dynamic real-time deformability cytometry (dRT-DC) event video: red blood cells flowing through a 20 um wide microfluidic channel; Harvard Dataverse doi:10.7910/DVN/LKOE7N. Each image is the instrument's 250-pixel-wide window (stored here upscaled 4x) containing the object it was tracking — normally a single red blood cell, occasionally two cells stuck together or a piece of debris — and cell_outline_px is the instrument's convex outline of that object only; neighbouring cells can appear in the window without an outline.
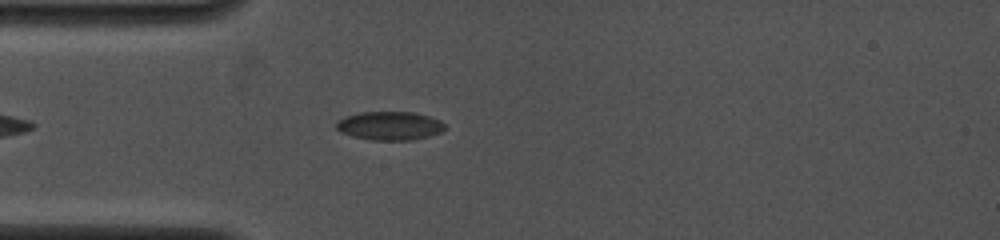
{"species": "common noctule bat (a hibernating species)", "species_latin": "Nyctalus noctula", "temperature_condition": "cold", "stored_images_in_passage": 6, "camera_frame_rate_fps": 4000, "um_per_image_px": 0.085, "animal": {"sex": "female", "body_mass_g": 19.0, "forearm_length_mm": 53.3}, "frame": {"image": 1, "passage_image": 3, "time_ms": 1.75, "image_size_px": [1000, 240], "cell_outline_px": [[444, 128], [440, 132], [428, 136], [412, 140], [372, 140], [352, 136], [340, 132], [336, 128], [336, 120], [344, 116], [360, 112], [412, 112], [428, 116], [440, 120], [444, 124]], "centroid_in_image_um": [33.07, 10.69], "position_along_channel_um": 51.9, "area_um2": 18.09}}
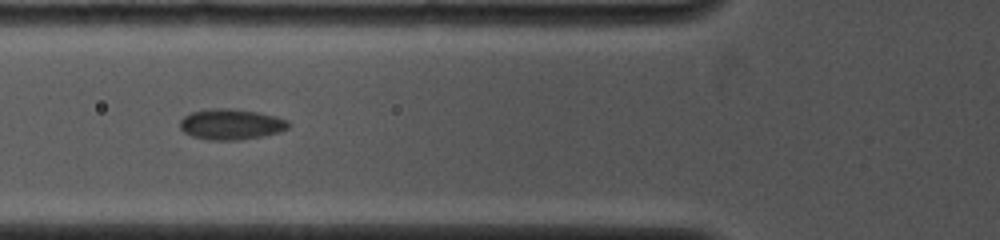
{"frame": {"image": 2, "passage_image": 5, "time_ms": 3.25, "image_size_px": [1000, 240], "cell_outline_px": [[292, 124], [288, 128], [280, 132], [264, 136], [236, 140], [208, 140], [192, 136], [184, 132], [180, 128], [180, 120], [184, 116], [192, 112], [208, 108], [232, 108], [260, 112], [276, 116], [288, 120]], "centroid_in_image_um": [19.67, 10.55], "position_along_channel_um": 106.1, "area_um2": 19.71}}
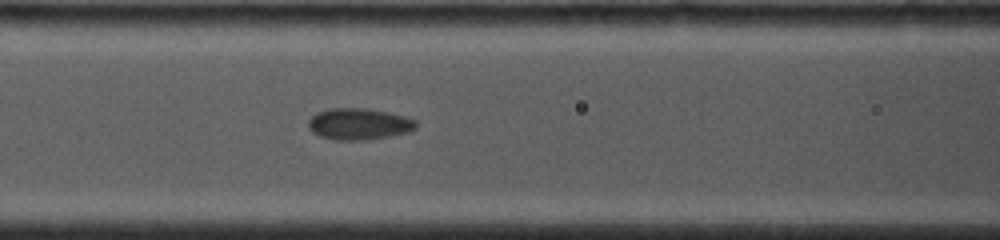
{"frame": {"image": 3, "passage_image": 6, "time_ms": 4.0, "image_size_px": [1000, 240], "cell_outline_px": [[416, 128], [408, 132], [368, 140], [336, 140], [320, 136], [312, 132], [308, 128], [308, 120], [316, 112], [328, 108], [368, 108], [408, 116], [416, 120]], "centroid_in_image_um": [30.5, 10.53], "position_along_channel_um": 136.1, "area_um2": 20.0}}